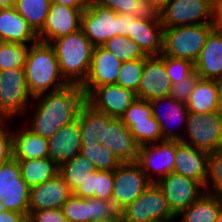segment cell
Returning a JSON list of instances; mask_svg holds the SVG:
<instances>
[{"mask_svg":"<svg viewBox=\"0 0 222 222\" xmlns=\"http://www.w3.org/2000/svg\"><path fill=\"white\" fill-rule=\"evenodd\" d=\"M86 103L84 87L68 84L57 91L33 97L22 123L35 134L49 139L65 125L77 121Z\"/></svg>","mask_w":222,"mask_h":222,"instance_id":"obj_1","label":"cell"},{"mask_svg":"<svg viewBox=\"0 0 222 222\" xmlns=\"http://www.w3.org/2000/svg\"><path fill=\"white\" fill-rule=\"evenodd\" d=\"M24 72L28 91L33 97L68 85L61 75L54 48L47 42L38 40L30 45Z\"/></svg>","mask_w":222,"mask_h":222,"instance_id":"obj_2","label":"cell"},{"mask_svg":"<svg viewBox=\"0 0 222 222\" xmlns=\"http://www.w3.org/2000/svg\"><path fill=\"white\" fill-rule=\"evenodd\" d=\"M54 48L61 75L68 84L82 85L86 80L94 45L82 29L55 39Z\"/></svg>","mask_w":222,"mask_h":222,"instance_id":"obj_3","label":"cell"},{"mask_svg":"<svg viewBox=\"0 0 222 222\" xmlns=\"http://www.w3.org/2000/svg\"><path fill=\"white\" fill-rule=\"evenodd\" d=\"M213 29V24L165 28L161 54L194 63Z\"/></svg>","mask_w":222,"mask_h":222,"instance_id":"obj_4","label":"cell"},{"mask_svg":"<svg viewBox=\"0 0 222 222\" xmlns=\"http://www.w3.org/2000/svg\"><path fill=\"white\" fill-rule=\"evenodd\" d=\"M33 96L29 93L24 68L0 71V118L14 121L23 117L30 107Z\"/></svg>","mask_w":222,"mask_h":222,"instance_id":"obj_5","label":"cell"},{"mask_svg":"<svg viewBox=\"0 0 222 222\" xmlns=\"http://www.w3.org/2000/svg\"><path fill=\"white\" fill-rule=\"evenodd\" d=\"M216 0H171L159 12L163 27L213 24Z\"/></svg>","mask_w":222,"mask_h":222,"instance_id":"obj_6","label":"cell"},{"mask_svg":"<svg viewBox=\"0 0 222 222\" xmlns=\"http://www.w3.org/2000/svg\"><path fill=\"white\" fill-rule=\"evenodd\" d=\"M181 141L207 153L222 148V117L216 111L189 112Z\"/></svg>","mask_w":222,"mask_h":222,"instance_id":"obj_7","label":"cell"},{"mask_svg":"<svg viewBox=\"0 0 222 222\" xmlns=\"http://www.w3.org/2000/svg\"><path fill=\"white\" fill-rule=\"evenodd\" d=\"M175 217L156 183H152L134 202L120 211V222H160Z\"/></svg>","mask_w":222,"mask_h":222,"instance_id":"obj_8","label":"cell"},{"mask_svg":"<svg viewBox=\"0 0 222 222\" xmlns=\"http://www.w3.org/2000/svg\"><path fill=\"white\" fill-rule=\"evenodd\" d=\"M152 182L137 162L121 163L113 171L112 202L121 211L134 202Z\"/></svg>","mask_w":222,"mask_h":222,"instance_id":"obj_9","label":"cell"},{"mask_svg":"<svg viewBox=\"0 0 222 222\" xmlns=\"http://www.w3.org/2000/svg\"><path fill=\"white\" fill-rule=\"evenodd\" d=\"M29 195L30 187L21 177L18 161L12 158L0 164V203L29 217Z\"/></svg>","mask_w":222,"mask_h":222,"instance_id":"obj_10","label":"cell"},{"mask_svg":"<svg viewBox=\"0 0 222 222\" xmlns=\"http://www.w3.org/2000/svg\"><path fill=\"white\" fill-rule=\"evenodd\" d=\"M81 29L94 46L120 35L119 14L110 8L88 3L81 16Z\"/></svg>","mask_w":222,"mask_h":222,"instance_id":"obj_11","label":"cell"},{"mask_svg":"<svg viewBox=\"0 0 222 222\" xmlns=\"http://www.w3.org/2000/svg\"><path fill=\"white\" fill-rule=\"evenodd\" d=\"M105 147L124 162H136L140 145L123 124L121 118H112L103 112V131L98 139Z\"/></svg>","mask_w":222,"mask_h":222,"instance_id":"obj_12","label":"cell"},{"mask_svg":"<svg viewBox=\"0 0 222 222\" xmlns=\"http://www.w3.org/2000/svg\"><path fill=\"white\" fill-rule=\"evenodd\" d=\"M156 184L162 190L169 209L175 216L205 193V187L198 181L174 172L161 178Z\"/></svg>","mask_w":222,"mask_h":222,"instance_id":"obj_13","label":"cell"},{"mask_svg":"<svg viewBox=\"0 0 222 222\" xmlns=\"http://www.w3.org/2000/svg\"><path fill=\"white\" fill-rule=\"evenodd\" d=\"M152 183L173 172L175 162V141L142 145L136 161Z\"/></svg>","mask_w":222,"mask_h":222,"instance_id":"obj_14","label":"cell"},{"mask_svg":"<svg viewBox=\"0 0 222 222\" xmlns=\"http://www.w3.org/2000/svg\"><path fill=\"white\" fill-rule=\"evenodd\" d=\"M149 102L153 116L160 124L163 140L181 141L189 113L187 105L170 96ZM179 127L183 129H180V132H178ZM175 128H178L177 131Z\"/></svg>","mask_w":222,"mask_h":222,"instance_id":"obj_15","label":"cell"},{"mask_svg":"<svg viewBox=\"0 0 222 222\" xmlns=\"http://www.w3.org/2000/svg\"><path fill=\"white\" fill-rule=\"evenodd\" d=\"M171 85L164 65L163 54L146 56L136 92L137 98L152 101L157 98L168 97Z\"/></svg>","mask_w":222,"mask_h":222,"instance_id":"obj_16","label":"cell"},{"mask_svg":"<svg viewBox=\"0 0 222 222\" xmlns=\"http://www.w3.org/2000/svg\"><path fill=\"white\" fill-rule=\"evenodd\" d=\"M84 10L51 3L45 24L37 33L38 40L51 43L57 38L80 30Z\"/></svg>","mask_w":222,"mask_h":222,"instance_id":"obj_17","label":"cell"},{"mask_svg":"<svg viewBox=\"0 0 222 222\" xmlns=\"http://www.w3.org/2000/svg\"><path fill=\"white\" fill-rule=\"evenodd\" d=\"M136 99L135 92L117 84L96 87L87 96V102L91 106L101 112H105L112 118H121Z\"/></svg>","mask_w":222,"mask_h":222,"instance_id":"obj_18","label":"cell"},{"mask_svg":"<svg viewBox=\"0 0 222 222\" xmlns=\"http://www.w3.org/2000/svg\"><path fill=\"white\" fill-rule=\"evenodd\" d=\"M122 63L121 60L103 46H95L88 76L82 84L87 96L96 87L116 84Z\"/></svg>","mask_w":222,"mask_h":222,"instance_id":"obj_19","label":"cell"},{"mask_svg":"<svg viewBox=\"0 0 222 222\" xmlns=\"http://www.w3.org/2000/svg\"><path fill=\"white\" fill-rule=\"evenodd\" d=\"M209 153L182 141H175L173 172L206 185Z\"/></svg>","mask_w":222,"mask_h":222,"instance_id":"obj_20","label":"cell"},{"mask_svg":"<svg viewBox=\"0 0 222 222\" xmlns=\"http://www.w3.org/2000/svg\"><path fill=\"white\" fill-rule=\"evenodd\" d=\"M73 194L59 173L52 179L30 188L29 215L33 211L62 208Z\"/></svg>","mask_w":222,"mask_h":222,"instance_id":"obj_21","label":"cell"},{"mask_svg":"<svg viewBox=\"0 0 222 222\" xmlns=\"http://www.w3.org/2000/svg\"><path fill=\"white\" fill-rule=\"evenodd\" d=\"M81 146L80 127L77 120L65 125L48 139V157L61 166L80 154Z\"/></svg>","mask_w":222,"mask_h":222,"instance_id":"obj_22","label":"cell"},{"mask_svg":"<svg viewBox=\"0 0 222 222\" xmlns=\"http://www.w3.org/2000/svg\"><path fill=\"white\" fill-rule=\"evenodd\" d=\"M194 71L200 79L222 80V35L213 29L194 62Z\"/></svg>","mask_w":222,"mask_h":222,"instance_id":"obj_23","label":"cell"},{"mask_svg":"<svg viewBox=\"0 0 222 222\" xmlns=\"http://www.w3.org/2000/svg\"><path fill=\"white\" fill-rule=\"evenodd\" d=\"M0 37L9 43L31 45L37 33L14 7L0 10Z\"/></svg>","mask_w":222,"mask_h":222,"instance_id":"obj_24","label":"cell"},{"mask_svg":"<svg viewBox=\"0 0 222 222\" xmlns=\"http://www.w3.org/2000/svg\"><path fill=\"white\" fill-rule=\"evenodd\" d=\"M128 37L136 42L147 56L162 53L163 27L160 20L134 18L130 22Z\"/></svg>","mask_w":222,"mask_h":222,"instance_id":"obj_25","label":"cell"},{"mask_svg":"<svg viewBox=\"0 0 222 222\" xmlns=\"http://www.w3.org/2000/svg\"><path fill=\"white\" fill-rule=\"evenodd\" d=\"M18 126L13 128V158H48V139L35 134L22 122Z\"/></svg>","mask_w":222,"mask_h":222,"instance_id":"obj_26","label":"cell"},{"mask_svg":"<svg viewBox=\"0 0 222 222\" xmlns=\"http://www.w3.org/2000/svg\"><path fill=\"white\" fill-rule=\"evenodd\" d=\"M222 209V199L204 193L176 218L181 222H215Z\"/></svg>","mask_w":222,"mask_h":222,"instance_id":"obj_27","label":"cell"},{"mask_svg":"<svg viewBox=\"0 0 222 222\" xmlns=\"http://www.w3.org/2000/svg\"><path fill=\"white\" fill-rule=\"evenodd\" d=\"M22 179L31 188L54 178L59 173V166L48 158L16 159Z\"/></svg>","mask_w":222,"mask_h":222,"instance_id":"obj_28","label":"cell"},{"mask_svg":"<svg viewBox=\"0 0 222 222\" xmlns=\"http://www.w3.org/2000/svg\"><path fill=\"white\" fill-rule=\"evenodd\" d=\"M218 81L199 79L185 103L189 112L208 113L217 108Z\"/></svg>","mask_w":222,"mask_h":222,"instance_id":"obj_29","label":"cell"},{"mask_svg":"<svg viewBox=\"0 0 222 222\" xmlns=\"http://www.w3.org/2000/svg\"><path fill=\"white\" fill-rule=\"evenodd\" d=\"M94 3L110 8L117 14H129L143 20H160L159 12L150 0H94Z\"/></svg>","mask_w":222,"mask_h":222,"instance_id":"obj_30","label":"cell"},{"mask_svg":"<svg viewBox=\"0 0 222 222\" xmlns=\"http://www.w3.org/2000/svg\"><path fill=\"white\" fill-rule=\"evenodd\" d=\"M81 143H99L103 131V112L95 109L88 102L78 116Z\"/></svg>","mask_w":222,"mask_h":222,"instance_id":"obj_31","label":"cell"},{"mask_svg":"<svg viewBox=\"0 0 222 222\" xmlns=\"http://www.w3.org/2000/svg\"><path fill=\"white\" fill-rule=\"evenodd\" d=\"M97 170L95 165L81 154L76 155L70 161L59 166V175L68 184L70 190L74 192L84 179L92 171Z\"/></svg>","mask_w":222,"mask_h":222,"instance_id":"obj_32","label":"cell"},{"mask_svg":"<svg viewBox=\"0 0 222 222\" xmlns=\"http://www.w3.org/2000/svg\"><path fill=\"white\" fill-rule=\"evenodd\" d=\"M51 0H16L14 8L38 33L45 24Z\"/></svg>","mask_w":222,"mask_h":222,"instance_id":"obj_33","label":"cell"},{"mask_svg":"<svg viewBox=\"0 0 222 222\" xmlns=\"http://www.w3.org/2000/svg\"><path fill=\"white\" fill-rule=\"evenodd\" d=\"M80 154L91 161L99 171H114L120 160L102 143H81Z\"/></svg>","mask_w":222,"mask_h":222,"instance_id":"obj_34","label":"cell"},{"mask_svg":"<svg viewBox=\"0 0 222 222\" xmlns=\"http://www.w3.org/2000/svg\"><path fill=\"white\" fill-rule=\"evenodd\" d=\"M102 46L112 52L122 62L142 59L147 56L139 45L127 36H114Z\"/></svg>","mask_w":222,"mask_h":222,"instance_id":"obj_35","label":"cell"},{"mask_svg":"<svg viewBox=\"0 0 222 222\" xmlns=\"http://www.w3.org/2000/svg\"><path fill=\"white\" fill-rule=\"evenodd\" d=\"M30 45L4 42L0 47V71L24 68Z\"/></svg>","mask_w":222,"mask_h":222,"instance_id":"obj_36","label":"cell"},{"mask_svg":"<svg viewBox=\"0 0 222 222\" xmlns=\"http://www.w3.org/2000/svg\"><path fill=\"white\" fill-rule=\"evenodd\" d=\"M205 193L222 199V148L209 153Z\"/></svg>","mask_w":222,"mask_h":222,"instance_id":"obj_37","label":"cell"},{"mask_svg":"<svg viewBox=\"0 0 222 222\" xmlns=\"http://www.w3.org/2000/svg\"><path fill=\"white\" fill-rule=\"evenodd\" d=\"M137 143L148 145L163 141V135L159 122L152 116L149 122L136 123L129 128Z\"/></svg>","mask_w":222,"mask_h":222,"instance_id":"obj_38","label":"cell"},{"mask_svg":"<svg viewBox=\"0 0 222 222\" xmlns=\"http://www.w3.org/2000/svg\"><path fill=\"white\" fill-rule=\"evenodd\" d=\"M143 68L144 58L123 62L116 84L136 93Z\"/></svg>","mask_w":222,"mask_h":222,"instance_id":"obj_39","label":"cell"},{"mask_svg":"<svg viewBox=\"0 0 222 222\" xmlns=\"http://www.w3.org/2000/svg\"><path fill=\"white\" fill-rule=\"evenodd\" d=\"M89 215L91 221L120 220V211L112 200H101L99 198H87Z\"/></svg>","mask_w":222,"mask_h":222,"instance_id":"obj_40","label":"cell"},{"mask_svg":"<svg viewBox=\"0 0 222 222\" xmlns=\"http://www.w3.org/2000/svg\"><path fill=\"white\" fill-rule=\"evenodd\" d=\"M153 116L152 107L149 101L144 99H136L125 111L121 120L129 129L136 123L149 122Z\"/></svg>","mask_w":222,"mask_h":222,"instance_id":"obj_41","label":"cell"},{"mask_svg":"<svg viewBox=\"0 0 222 222\" xmlns=\"http://www.w3.org/2000/svg\"><path fill=\"white\" fill-rule=\"evenodd\" d=\"M61 209L67 222H90L87 198H80L72 194Z\"/></svg>","mask_w":222,"mask_h":222,"instance_id":"obj_42","label":"cell"},{"mask_svg":"<svg viewBox=\"0 0 222 222\" xmlns=\"http://www.w3.org/2000/svg\"><path fill=\"white\" fill-rule=\"evenodd\" d=\"M163 61L171 83H180L194 72V63L191 61L165 55Z\"/></svg>","mask_w":222,"mask_h":222,"instance_id":"obj_43","label":"cell"},{"mask_svg":"<svg viewBox=\"0 0 222 222\" xmlns=\"http://www.w3.org/2000/svg\"><path fill=\"white\" fill-rule=\"evenodd\" d=\"M14 121H3L0 124V164L13 158V127Z\"/></svg>","mask_w":222,"mask_h":222,"instance_id":"obj_44","label":"cell"},{"mask_svg":"<svg viewBox=\"0 0 222 222\" xmlns=\"http://www.w3.org/2000/svg\"><path fill=\"white\" fill-rule=\"evenodd\" d=\"M199 79L200 76L194 71L188 78L184 79V81L172 83L169 96L179 102L186 103Z\"/></svg>","mask_w":222,"mask_h":222,"instance_id":"obj_45","label":"cell"},{"mask_svg":"<svg viewBox=\"0 0 222 222\" xmlns=\"http://www.w3.org/2000/svg\"><path fill=\"white\" fill-rule=\"evenodd\" d=\"M113 193V171L97 170V191L94 197L101 200H111Z\"/></svg>","mask_w":222,"mask_h":222,"instance_id":"obj_46","label":"cell"},{"mask_svg":"<svg viewBox=\"0 0 222 222\" xmlns=\"http://www.w3.org/2000/svg\"><path fill=\"white\" fill-rule=\"evenodd\" d=\"M29 222H67L61 208H52L33 211L29 217Z\"/></svg>","mask_w":222,"mask_h":222,"instance_id":"obj_47","label":"cell"},{"mask_svg":"<svg viewBox=\"0 0 222 222\" xmlns=\"http://www.w3.org/2000/svg\"><path fill=\"white\" fill-rule=\"evenodd\" d=\"M95 191H97V170L87 175L83 183L73 192V195L80 198H92Z\"/></svg>","mask_w":222,"mask_h":222,"instance_id":"obj_48","label":"cell"},{"mask_svg":"<svg viewBox=\"0 0 222 222\" xmlns=\"http://www.w3.org/2000/svg\"><path fill=\"white\" fill-rule=\"evenodd\" d=\"M0 222H28V217L22 213L7 210L2 212Z\"/></svg>","mask_w":222,"mask_h":222,"instance_id":"obj_49","label":"cell"},{"mask_svg":"<svg viewBox=\"0 0 222 222\" xmlns=\"http://www.w3.org/2000/svg\"><path fill=\"white\" fill-rule=\"evenodd\" d=\"M134 19L129 14H119L120 35L128 37L130 22Z\"/></svg>","mask_w":222,"mask_h":222,"instance_id":"obj_50","label":"cell"},{"mask_svg":"<svg viewBox=\"0 0 222 222\" xmlns=\"http://www.w3.org/2000/svg\"><path fill=\"white\" fill-rule=\"evenodd\" d=\"M52 3H57L59 5L70 6L76 9H86L88 3L85 0H51Z\"/></svg>","mask_w":222,"mask_h":222,"instance_id":"obj_51","label":"cell"},{"mask_svg":"<svg viewBox=\"0 0 222 222\" xmlns=\"http://www.w3.org/2000/svg\"><path fill=\"white\" fill-rule=\"evenodd\" d=\"M214 29L222 35V13H214Z\"/></svg>","mask_w":222,"mask_h":222,"instance_id":"obj_52","label":"cell"},{"mask_svg":"<svg viewBox=\"0 0 222 222\" xmlns=\"http://www.w3.org/2000/svg\"><path fill=\"white\" fill-rule=\"evenodd\" d=\"M216 112L222 117V80L218 81V99Z\"/></svg>","mask_w":222,"mask_h":222,"instance_id":"obj_53","label":"cell"},{"mask_svg":"<svg viewBox=\"0 0 222 222\" xmlns=\"http://www.w3.org/2000/svg\"><path fill=\"white\" fill-rule=\"evenodd\" d=\"M153 6L161 12L171 0H150Z\"/></svg>","mask_w":222,"mask_h":222,"instance_id":"obj_54","label":"cell"},{"mask_svg":"<svg viewBox=\"0 0 222 222\" xmlns=\"http://www.w3.org/2000/svg\"><path fill=\"white\" fill-rule=\"evenodd\" d=\"M15 2L16 0H0V9L14 7Z\"/></svg>","mask_w":222,"mask_h":222,"instance_id":"obj_55","label":"cell"},{"mask_svg":"<svg viewBox=\"0 0 222 222\" xmlns=\"http://www.w3.org/2000/svg\"><path fill=\"white\" fill-rule=\"evenodd\" d=\"M214 13H222V0H216V7Z\"/></svg>","mask_w":222,"mask_h":222,"instance_id":"obj_56","label":"cell"},{"mask_svg":"<svg viewBox=\"0 0 222 222\" xmlns=\"http://www.w3.org/2000/svg\"><path fill=\"white\" fill-rule=\"evenodd\" d=\"M3 211H7V209H6V207L2 203H0V218L2 216V212Z\"/></svg>","mask_w":222,"mask_h":222,"instance_id":"obj_57","label":"cell"},{"mask_svg":"<svg viewBox=\"0 0 222 222\" xmlns=\"http://www.w3.org/2000/svg\"><path fill=\"white\" fill-rule=\"evenodd\" d=\"M215 222H222V209L220 210Z\"/></svg>","mask_w":222,"mask_h":222,"instance_id":"obj_58","label":"cell"},{"mask_svg":"<svg viewBox=\"0 0 222 222\" xmlns=\"http://www.w3.org/2000/svg\"><path fill=\"white\" fill-rule=\"evenodd\" d=\"M91 222H120V220L91 221Z\"/></svg>","mask_w":222,"mask_h":222,"instance_id":"obj_59","label":"cell"},{"mask_svg":"<svg viewBox=\"0 0 222 222\" xmlns=\"http://www.w3.org/2000/svg\"><path fill=\"white\" fill-rule=\"evenodd\" d=\"M4 40L0 37V47L4 44Z\"/></svg>","mask_w":222,"mask_h":222,"instance_id":"obj_60","label":"cell"},{"mask_svg":"<svg viewBox=\"0 0 222 222\" xmlns=\"http://www.w3.org/2000/svg\"><path fill=\"white\" fill-rule=\"evenodd\" d=\"M172 222H181L176 217L172 219Z\"/></svg>","mask_w":222,"mask_h":222,"instance_id":"obj_61","label":"cell"},{"mask_svg":"<svg viewBox=\"0 0 222 222\" xmlns=\"http://www.w3.org/2000/svg\"><path fill=\"white\" fill-rule=\"evenodd\" d=\"M87 3L94 2V0H85Z\"/></svg>","mask_w":222,"mask_h":222,"instance_id":"obj_62","label":"cell"},{"mask_svg":"<svg viewBox=\"0 0 222 222\" xmlns=\"http://www.w3.org/2000/svg\"><path fill=\"white\" fill-rule=\"evenodd\" d=\"M160 222H172V219L171 220H166V221H160Z\"/></svg>","mask_w":222,"mask_h":222,"instance_id":"obj_63","label":"cell"}]
</instances>
